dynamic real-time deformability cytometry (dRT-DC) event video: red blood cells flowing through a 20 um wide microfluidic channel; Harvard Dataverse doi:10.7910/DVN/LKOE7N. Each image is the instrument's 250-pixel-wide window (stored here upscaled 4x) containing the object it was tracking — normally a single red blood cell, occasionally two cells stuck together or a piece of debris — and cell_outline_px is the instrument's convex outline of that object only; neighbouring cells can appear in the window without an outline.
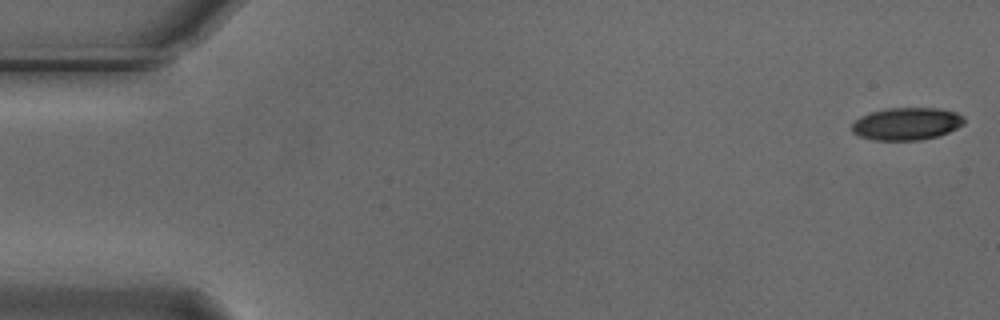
{"species": "Egyptian fruit bat (a non-hibernating species)", "species_latin": "Rousettus aegyptiacus", "temperature_condition": "cold", "stored_images_in_passage": 55, "camera_frame_rate_fps": 3000, "um_per_image_px": 0.085, "animal": {"sex": "male"}, "frame": {"image": 1, "passage_image": 1, "time_ms": 0.0, "image_size_px": [1000, 320], "cell_outline_px": [[964, 124], [948, 132], [936, 136], [920, 140], [872, 140], [860, 136], [852, 132], [852, 124], [856, 120], [872, 112], [888, 108], [940, 108], [956, 112], [964, 116]], "centroid_in_image_um": [77.09, 10.52], "position_along_channel_um": 7.9, "area_um2": 21.1}}
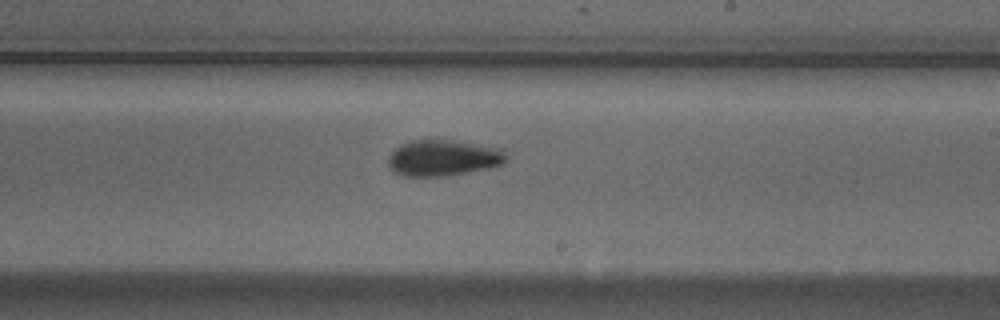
{"frame": {"image": 2, "passage_image": 32, "time_ms": 10.333, "image_size_px": [1000, 320], "cell_outline_px": [[504, 164], [488, 168], [444, 176], [404, 176], [396, 172], [388, 164], [388, 156], [400, 144], [412, 140], [448, 140], [500, 148], [504, 152]], "centroid_in_image_um": [37.63, 13.42], "position_along_channel_um": 251.4, "area_um2": 24.33}}
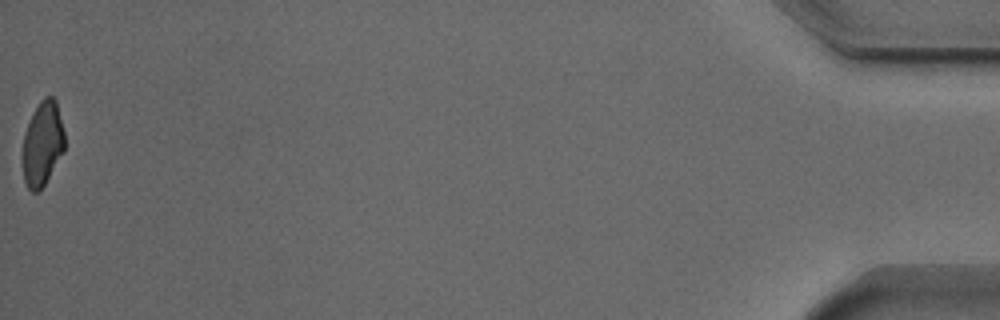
{"frame": {"image": 3, "passage_image": 55, "time_ms": 18.0, "image_size_px": [1000, 320], "cell_outline_px": [[64, 152], [44, 184], [36, 192], [32, 192], [28, 188], [24, 180], [20, 156], [24, 132], [32, 112], [40, 100], [44, 96], [52, 96], [56, 100], [64, 132]], "centroid_in_image_um": [3.57, 12.2], "position_along_channel_um": 431.6, "area_um2": 21.1}, "authors_computed_cell_mechanics": {"area_um2": 22.8888, "velocity_mm_per_s": 3.7152, "shape_relaxation_time_tau1_ms": 3.1516, "shape_relaxation_time_tau2_ms": null, "deformation_change_tau1": 0.1269, "deformation_change_tau2": null}}